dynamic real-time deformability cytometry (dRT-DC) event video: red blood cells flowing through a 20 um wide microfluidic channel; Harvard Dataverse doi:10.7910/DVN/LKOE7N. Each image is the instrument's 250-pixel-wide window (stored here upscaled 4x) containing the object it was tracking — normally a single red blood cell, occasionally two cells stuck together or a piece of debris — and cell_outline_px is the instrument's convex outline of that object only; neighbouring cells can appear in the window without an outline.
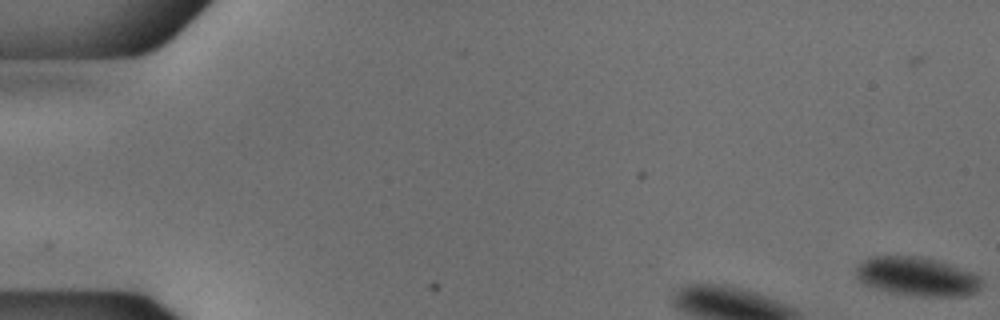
{"species": "common noctule bat (a hibernating species)", "species_latin": "Nyctalus noctula", "temperature_condition": "cold", "stored_images_in_passage": 10, "camera_frame_rate_fps": 3000, "um_per_image_px": 0.085, "animal": {"sex": "male", "body_mass_g": 18.8}, "frame": {"image": 1, "passage_image": 3, "time_ms": 0.667, "image_size_px": [1000, 320], "cell_outline_px": [[980, 288], [964, 296], [920, 296], [888, 292], [864, 284], [856, 276], [856, 264], [872, 256], [916, 256], [936, 260], [948, 264], [968, 272], [976, 276], [980, 280]], "centroid_in_image_um": [77.85, 23.5], "position_along_channel_um": 7.1, "area_um2": 27.92}}